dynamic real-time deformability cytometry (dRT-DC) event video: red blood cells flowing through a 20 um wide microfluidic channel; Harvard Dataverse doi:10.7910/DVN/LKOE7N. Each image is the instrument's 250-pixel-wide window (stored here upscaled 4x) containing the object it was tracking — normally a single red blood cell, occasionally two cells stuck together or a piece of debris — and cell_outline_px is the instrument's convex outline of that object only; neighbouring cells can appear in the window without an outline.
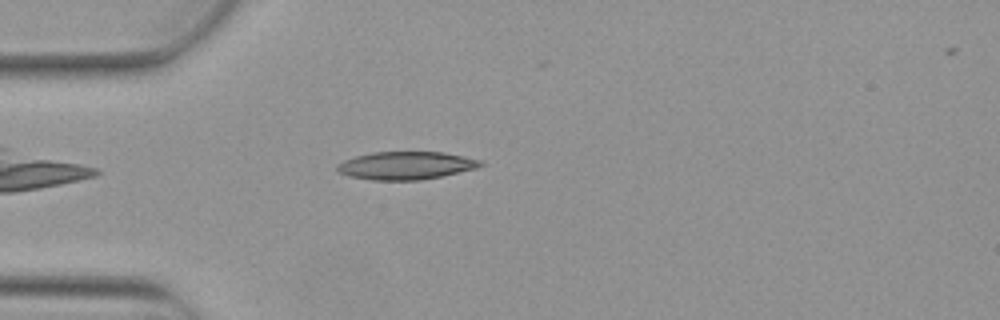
{"species": "Egyptian fruit bat (a non-hibernating species)", "species_latin": "Rousettus aegyptiacus", "temperature_condition": "warm", "stored_images_in_passage": 5, "camera_frame_rate_fps": 3000, "um_per_image_px": 0.085, "animal": {"sex": "female"}, "frame": {"image": 1, "passage_image": 4, "time_ms": 1.0, "image_size_px": [1000, 320], "cell_outline_px": [[484, 164], [476, 168], [440, 176], [420, 180], [372, 180], [348, 176], [340, 172], [336, 168], [336, 164], [344, 160], [356, 156], [372, 152], [444, 152], [464, 156], [480, 160]], "centroid_in_image_um": [34.48, 14.06], "position_along_channel_um": 50.5, "area_um2": 23.18}}